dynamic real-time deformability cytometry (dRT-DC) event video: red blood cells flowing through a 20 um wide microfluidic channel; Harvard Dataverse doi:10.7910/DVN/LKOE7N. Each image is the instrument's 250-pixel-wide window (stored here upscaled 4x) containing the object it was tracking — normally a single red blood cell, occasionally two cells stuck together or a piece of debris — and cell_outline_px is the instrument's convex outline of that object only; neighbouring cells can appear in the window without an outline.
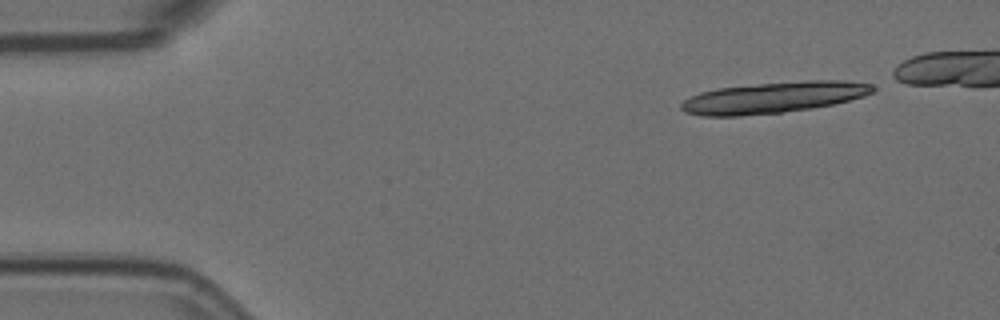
{"species": "Egyptian fruit bat (a non-hibernating species)", "species_latin": "Rousettus aegyptiacus", "temperature_condition": "room temperature", "stored_images_in_passage": 8, "camera_frame_rate_fps": 3000, "um_per_image_px": 0.085, "animal": {"sex": "female"}, "frame": {"image": 1, "passage_image": 1, "time_ms": 0.0, "image_size_px": [1000, 320], "cell_outline_px": [[876, 88], [872, 92], [864, 96], [832, 104], [812, 108], [780, 112], [740, 116], [700, 116], [684, 112], [680, 108], [680, 104], [688, 96], [700, 92], [716, 88], [760, 84], [808, 80], [848, 80], [872, 84]], "centroid_in_image_um": [65.71, 8.28], "position_along_channel_um": 19.3, "area_um2": 34.8}}